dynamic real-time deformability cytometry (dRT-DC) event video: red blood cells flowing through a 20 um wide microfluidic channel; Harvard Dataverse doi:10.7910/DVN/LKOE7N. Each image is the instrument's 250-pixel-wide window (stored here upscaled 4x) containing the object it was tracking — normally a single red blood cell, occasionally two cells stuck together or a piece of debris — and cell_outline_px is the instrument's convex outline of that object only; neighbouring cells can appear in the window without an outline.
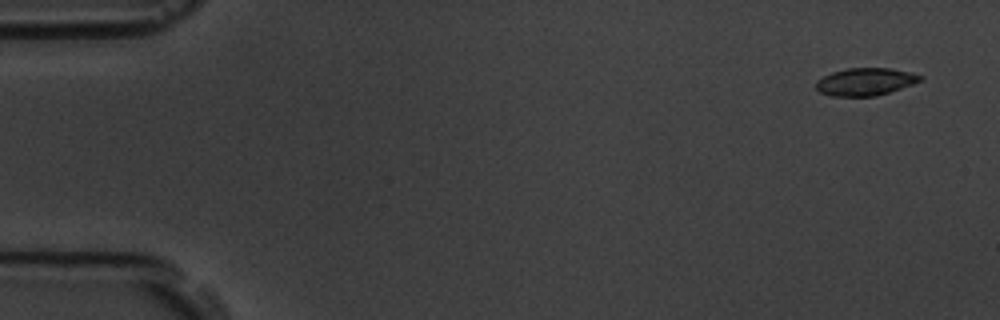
{"species": "common noctule bat (a hibernating species)", "species_latin": "Nyctalus noctula", "temperature_condition": "room temperature", "stored_images_in_passage": 5, "camera_frame_rate_fps": 3000, "um_per_image_px": 0.085, "animal": {"sex": "male", "body_mass_g": 19.5, "forearm_length_mm": 54.6}, "frame": {"image": 1, "passage_image": 1, "time_ms": 0.0, "image_size_px": [1000, 320], "cell_outline_px": [[924, 80], [876, 96], [832, 96], [820, 92], [816, 88], [816, 80], [832, 72], [848, 68], [892, 68], [924, 76]], "centroid_in_image_um": [73.56, 6.94], "position_along_channel_um": 11.4, "area_um2": 16.65}}
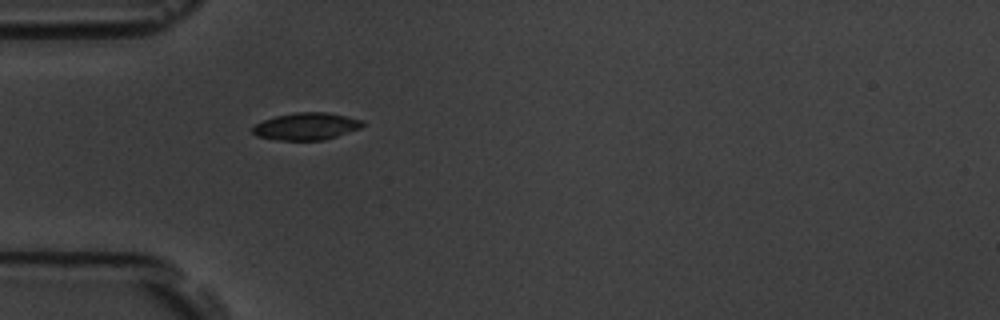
{"frame": {"image": 2, "passage_image": 5, "time_ms": 4.667, "image_size_px": [1000, 320], "cell_outline_px": [[364, 124], [360, 128], [336, 136], [320, 140], [280, 140], [256, 136], [252, 132], [252, 128], [256, 124], [264, 120], [276, 116], [296, 112], [324, 112], [364, 120]], "centroid_in_image_um": [26.02, 10.73], "position_along_channel_um": 59.0, "area_um2": 17.17}}